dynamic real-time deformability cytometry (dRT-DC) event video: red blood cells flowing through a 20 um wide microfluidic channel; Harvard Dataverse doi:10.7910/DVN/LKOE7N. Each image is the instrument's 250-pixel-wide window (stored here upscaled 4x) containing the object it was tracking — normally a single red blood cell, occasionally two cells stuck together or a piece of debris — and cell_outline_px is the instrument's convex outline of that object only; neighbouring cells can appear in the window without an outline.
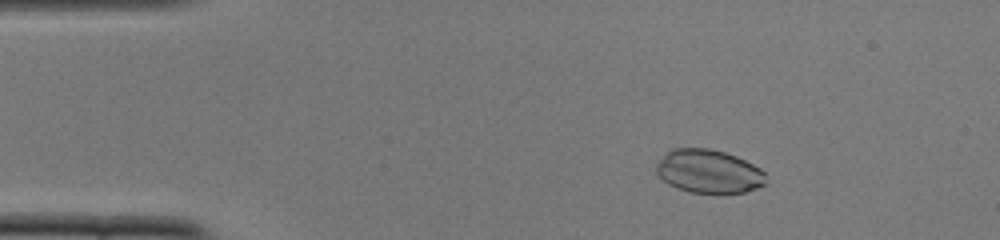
{"species": "common noctule bat (a hibernating species)", "species_latin": "Nyctalus noctula", "temperature_condition": "cold", "stored_images_in_passage": 52, "camera_frame_rate_fps": 3000, "um_per_image_px": 0.085, "animal": {"sex": "female", "body_mass_g": 22.0, "forearm_length_mm": 56.7}, "frame": {"image": 1, "passage_image": 8, "time_ms": 2.333, "image_size_px": [1000, 240], "cell_outline_px": [[768, 184], [744, 192], [688, 192], [676, 188], [668, 184], [656, 172], [656, 164], [672, 148], [708, 148], [724, 152], [736, 156], [760, 168], [764, 172]], "centroid_in_image_um": [60.25, 14.56], "position_along_channel_um": 24.7, "area_um2": 27.57}}
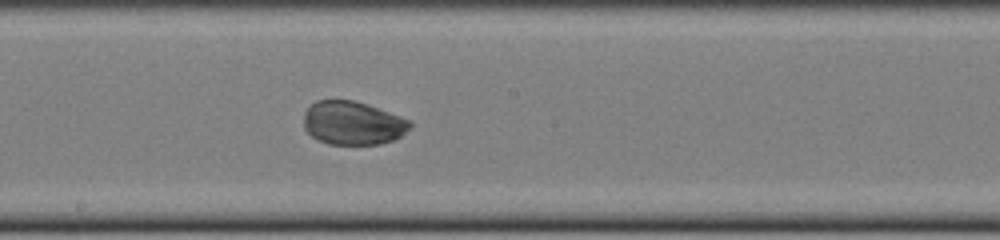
{"frame": {"image": 2, "passage_image": 28, "time_ms": 9.0, "image_size_px": [1000, 240], "cell_outline_px": [[412, 128], [400, 136], [392, 140], [380, 144], [328, 144], [316, 140], [304, 128], [304, 112], [316, 100], [352, 100], [368, 104], [400, 116], [408, 120], [412, 124]], "centroid_in_image_um": [29.98, 10.46], "position_along_channel_um": 218.2, "area_um2": 26.99}}
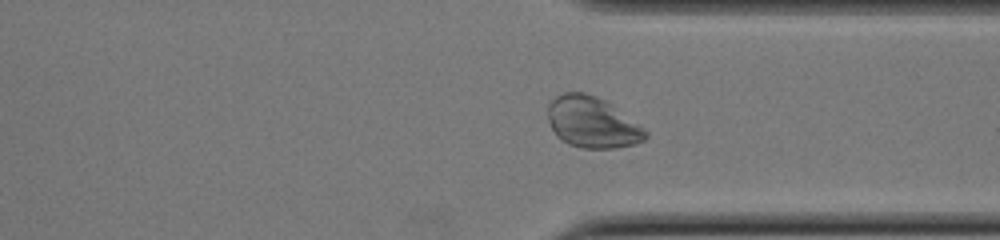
{"frame": {"image": 3, "passage_image": 39, "time_ms": 12.667, "image_size_px": [1000, 240], "cell_outline_px": [[648, 136], [644, 140], [636, 144], [616, 148], [580, 148], [568, 144], [556, 136], [548, 120], [548, 104], [556, 96], [564, 92], [584, 92], [596, 96], [604, 100], [640, 124], [648, 132]], "centroid_in_image_um": [50.34, 10.41], "position_along_channel_um": 361.1, "area_um2": 29.13}, "authors_computed_cell_mechanics": {"area_um2": 28.5532, "velocity_mm_per_s": 3.8802, "shape_relaxation_time_tau1_ms": 3.2336, "shape_relaxation_time_tau2_ms": null, "deformation_change_tau1": 0.1441, "deformation_change_tau2": null}}